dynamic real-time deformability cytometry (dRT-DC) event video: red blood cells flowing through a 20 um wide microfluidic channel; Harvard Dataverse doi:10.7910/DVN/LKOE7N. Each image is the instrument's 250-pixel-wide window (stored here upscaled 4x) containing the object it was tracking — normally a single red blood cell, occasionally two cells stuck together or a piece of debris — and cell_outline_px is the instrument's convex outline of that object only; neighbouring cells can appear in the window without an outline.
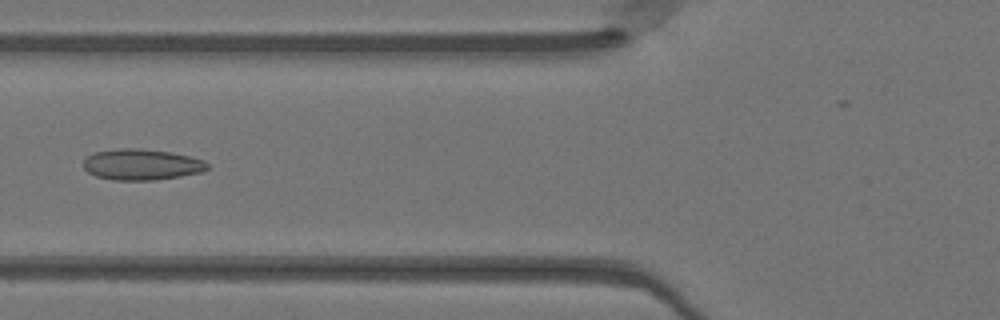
{"species": "Egyptian fruit bat (a non-hibernating species)", "species_latin": "Rousettus aegyptiacus", "temperature_condition": "warm", "stored_images_in_passage": 34, "camera_frame_rate_fps": 3000, "um_per_image_px": 0.085, "animal": {"sex": "female"}, "frame": {"image": 1, "passage_image": 4, "time_ms": 1.0, "image_size_px": [1000, 320], "cell_outline_px": [[208, 168], [200, 172], [180, 176], [156, 180], [112, 180], [96, 176], [88, 172], [84, 168], [84, 160], [92, 152], [120, 148], [136, 148], [172, 152], [192, 156], [204, 160], [208, 164]], "centroid_in_image_um": [12.03, 13.98], "position_along_channel_um": 113.8, "area_um2": 22.48}}
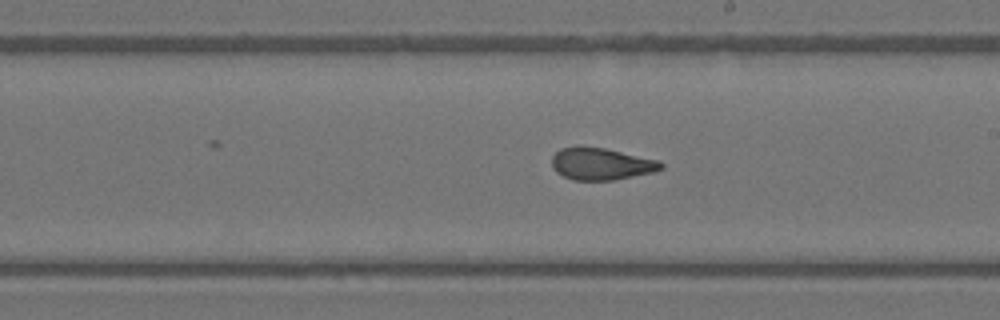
{"frame": {"image": 2, "passage_image": 13, "time_ms": 4.0, "image_size_px": [1000, 320], "cell_outline_px": [[664, 168], [652, 172], [612, 180], [572, 180], [556, 172], [552, 168], [552, 156], [560, 148], [604, 148], [660, 160], [664, 164]], "centroid_in_image_um": [51.12, 13.95], "position_along_channel_um": 237.9, "area_um2": 20.06}}
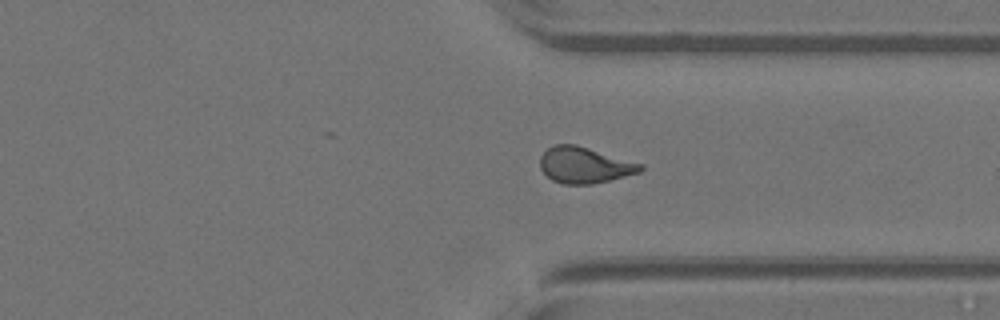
{"frame": {"image": 3, "passage_image": 22, "time_ms": 7.0, "image_size_px": [1000, 320], "cell_outline_px": [[644, 168], [640, 172], [592, 184], [564, 184], [552, 180], [540, 168], [540, 156], [552, 144], [576, 144], [644, 164]], "centroid_in_image_um": [49.68, 14.02], "position_along_channel_um": 361.7, "area_um2": 21.1}, "authors_computed_cell_mechanics": {"area_um2": 20.8369, "velocity_mm_per_s": 4.1309, "shape_relaxation_time_tau1_ms": null, "shape_relaxation_time_tau2_ms": 1.1475, "deformation_change_tau1": null, "deformation_change_tau2": 0.0799}}